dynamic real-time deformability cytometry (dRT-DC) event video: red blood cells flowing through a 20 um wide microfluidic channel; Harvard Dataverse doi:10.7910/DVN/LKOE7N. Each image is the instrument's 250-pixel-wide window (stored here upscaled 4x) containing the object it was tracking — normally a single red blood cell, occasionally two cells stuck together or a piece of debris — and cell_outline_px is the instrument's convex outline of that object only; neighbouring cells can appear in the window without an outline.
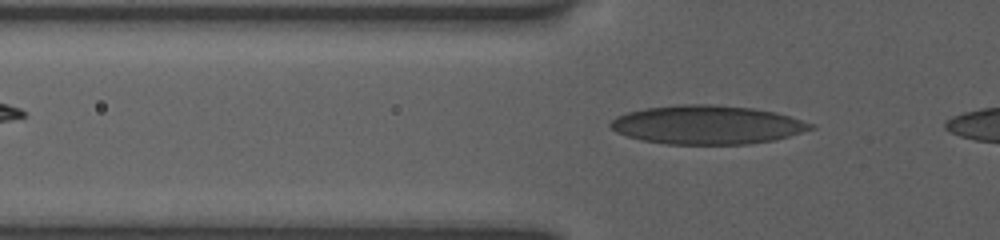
{"species": "human", "species_latin": "Homo sapiens", "temperature_condition": "room temperature", "stored_images_in_passage": 10, "camera_frame_rate_fps": 3000, "um_per_image_px": 0.085, "donor": {"sex": "female"}, "frame": {"image": 1, "passage_image": 7, "time_ms": 2.0, "image_size_px": [1000, 240], "cell_outline_px": [[816, 128], [788, 136], [772, 140], [748, 144], [668, 144], [640, 140], [616, 132], [608, 124], [616, 116], [628, 112], [648, 108], [680, 104], [712, 104], [752, 108], [776, 112], [816, 124]], "centroid_in_image_um": [60.12, 10.61], "position_along_channel_um": 65.7, "area_um2": 45.14}}